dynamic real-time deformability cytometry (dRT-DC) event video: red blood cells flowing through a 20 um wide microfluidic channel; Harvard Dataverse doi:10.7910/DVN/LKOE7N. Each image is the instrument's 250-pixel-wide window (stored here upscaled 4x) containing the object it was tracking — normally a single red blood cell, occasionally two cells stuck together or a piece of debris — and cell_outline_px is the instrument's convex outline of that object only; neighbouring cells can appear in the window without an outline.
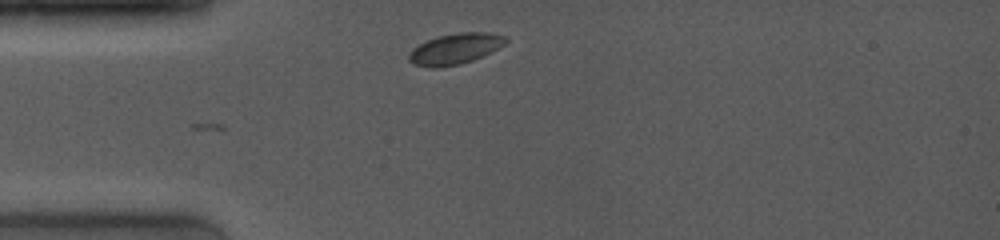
{"species": "common noctule bat (a hibernating species)", "species_latin": "Nyctalus noctula", "temperature_condition": "room temperature", "stored_images_in_passage": 3, "camera_frame_rate_fps": 4000, "um_per_image_px": 0.085, "animal": {"sex": "female", "body_mass_g": 19.0, "forearm_length_mm": 53.3}, "frame": {"image": 1, "passage_image": 3, "time_ms": 0.5, "image_size_px": [1000, 240], "cell_outline_px": [[508, 40], [500, 48], [492, 52], [472, 60], [460, 64], [440, 68], [432, 68], [412, 64], [408, 60], [408, 52], [412, 48], [436, 36], [460, 32], [492, 32], [508, 36]], "centroid_in_image_um": [38.7, 4.14], "position_along_channel_um": 46.3, "area_um2": 17.74}}